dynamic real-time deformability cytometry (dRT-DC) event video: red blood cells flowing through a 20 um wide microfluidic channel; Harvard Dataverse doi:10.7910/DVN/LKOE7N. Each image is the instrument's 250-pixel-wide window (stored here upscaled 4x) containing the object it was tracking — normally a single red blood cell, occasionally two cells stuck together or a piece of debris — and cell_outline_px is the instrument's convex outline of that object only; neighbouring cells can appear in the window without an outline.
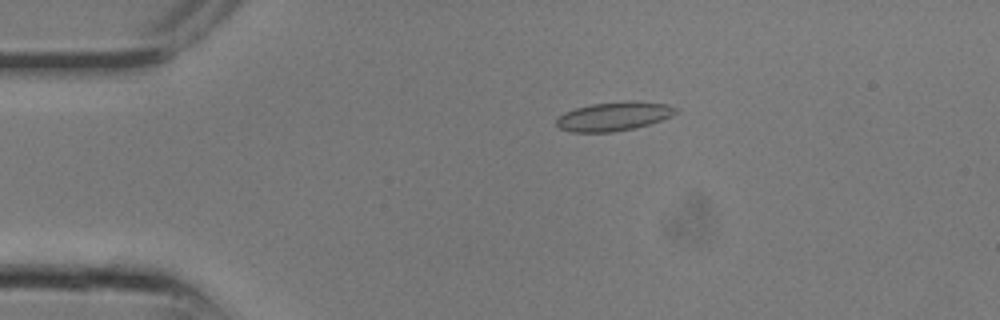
{"species": "common noctule bat (a hibernating species)", "species_latin": "Nyctalus noctula", "temperature_condition": "room temperature", "stored_images_in_passage": 18, "camera_frame_rate_fps": 3000, "um_per_image_px": 0.085, "animal": {"sex": "male", "body_mass_g": 13.3}, "frame": {"image": 1, "passage_image": 6, "time_ms": 1.667, "image_size_px": [1000, 320], "cell_outline_px": [[676, 112], [672, 116], [636, 128], [612, 132], [572, 132], [560, 128], [556, 124], [556, 120], [564, 112], [576, 108], [592, 104], [628, 100], [668, 104], [676, 108]], "centroid_in_image_um": [52.17, 9.88], "position_along_channel_um": 32.8, "area_um2": 20.0}}
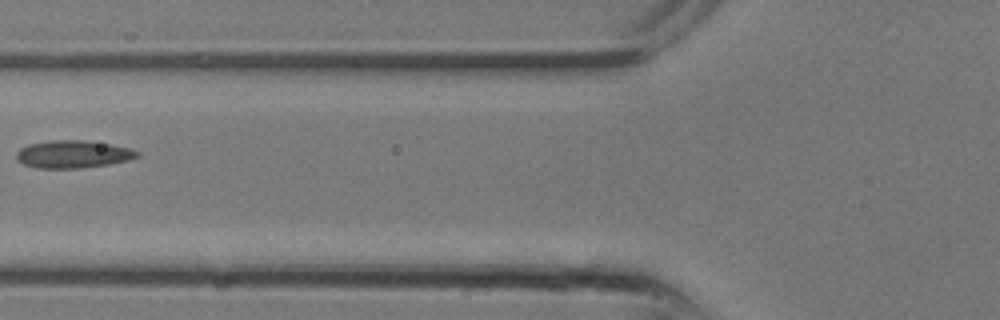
{"frame": {"image": 2, "passage_image": 11, "time_ms": 3.333, "image_size_px": [1000, 320], "cell_outline_px": [[140, 156], [128, 160], [108, 164], [80, 168], [36, 168], [24, 164], [16, 160], [16, 152], [20, 148], [28, 144], [52, 140], [84, 140], [112, 144], [132, 148], [140, 152]], "centroid_in_image_um": [6.21, 13.1], "position_along_channel_um": 119.6, "area_um2": 19.59}}
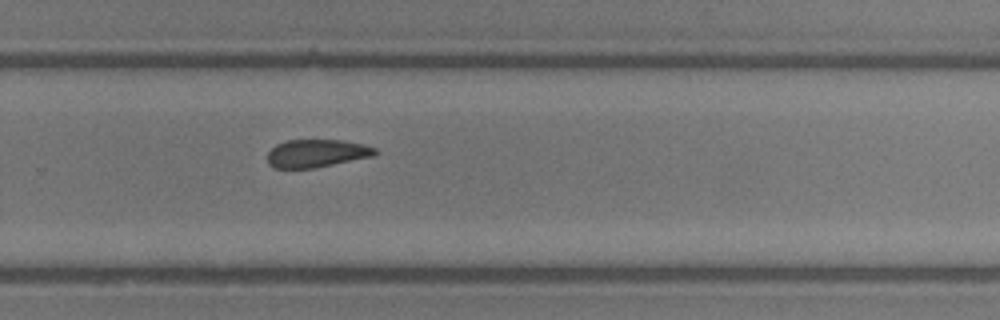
{"frame": {"image": 3, "passage_image": 18, "time_ms": 5.667, "image_size_px": [1000, 320], "cell_outline_px": [[380, 152], [376, 156], [316, 168], [272, 168], [268, 164], [268, 152], [276, 144], [288, 140], [344, 140], [364, 144], [376, 148]], "centroid_in_image_um": [26.97, 13.04], "position_along_channel_um": 302.8, "area_um2": 17.86}}